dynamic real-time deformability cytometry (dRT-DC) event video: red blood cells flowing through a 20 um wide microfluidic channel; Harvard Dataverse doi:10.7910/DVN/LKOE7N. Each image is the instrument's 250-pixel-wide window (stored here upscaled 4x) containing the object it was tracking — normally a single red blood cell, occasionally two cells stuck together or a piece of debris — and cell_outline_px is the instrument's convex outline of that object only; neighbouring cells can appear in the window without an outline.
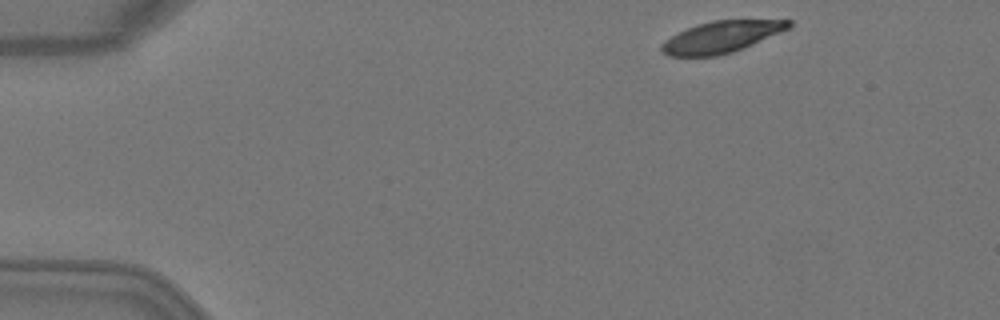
{"species": "Egyptian fruit bat (a non-hibernating species)", "species_latin": "Rousettus aegyptiacus", "temperature_condition": "warm", "stored_images_in_passage": 2, "camera_frame_rate_fps": 3000, "um_per_image_px": 0.085, "animal": {"sex": "female"}, "frame": {"image": 1, "passage_image": 2, "time_ms": 0.333, "image_size_px": [1000, 320], "cell_outline_px": [[792, 24], [788, 28], [780, 32], [744, 48], [732, 52], [716, 56], [668, 56], [660, 48], [660, 44], [664, 40], [696, 24], [712, 20], [792, 20]], "centroid_in_image_um": [61.29, 3.14], "position_along_channel_um": 23.7, "area_um2": 23.18}}